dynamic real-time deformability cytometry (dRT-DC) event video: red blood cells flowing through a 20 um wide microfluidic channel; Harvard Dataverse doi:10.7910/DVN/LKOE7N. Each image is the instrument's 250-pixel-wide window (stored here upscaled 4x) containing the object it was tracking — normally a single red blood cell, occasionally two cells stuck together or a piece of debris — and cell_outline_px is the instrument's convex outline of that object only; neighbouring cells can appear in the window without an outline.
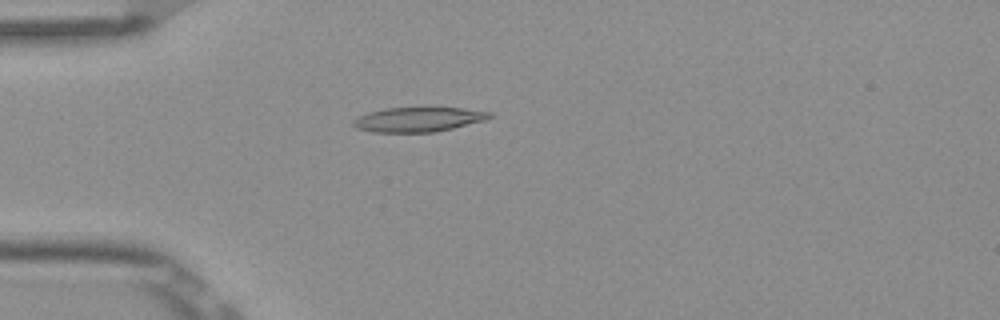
{"species": "Egyptian fruit bat (a non-hibernating species)", "species_latin": "Rousettus aegyptiacus", "temperature_condition": "room temperature", "stored_images_in_passage": 5, "camera_frame_rate_fps": 3000, "um_per_image_px": 0.085, "frame": {"image": 1, "passage_image": 4, "time_ms": 1.0, "image_size_px": [1000, 320], "cell_outline_px": [[492, 116], [484, 120], [436, 132], [372, 132], [356, 128], [352, 124], [352, 120], [368, 112], [384, 108], [464, 108], [492, 112]], "centroid_in_image_um": [35.53, 10.15], "position_along_channel_um": 49.5, "area_um2": 19.42}}